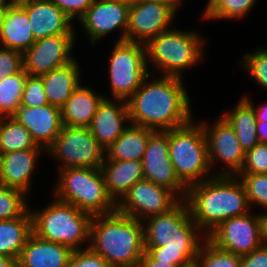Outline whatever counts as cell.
I'll return each instance as SVG.
<instances>
[{"label":"cell","instance_id":"cell-36","mask_svg":"<svg viewBox=\"0 0 267 267\" xmlns=\"http://www.w3.org/2000/svg\"><path fill=\"white\" fill-rule=\"evenodd\" d=\"M240 63L259 86L267 89V48L260 47L255 52L246 53Z\"/></svg>","mask_w":267,"mask_h":267},{"label":"cell","instance_id":"cell-2","mask_svg":"<svg viewBox=\"0 0 267 267\" xmlns=\"http://www.w3.org/2000/svg\"><path fill=\"white\" fill-rule=\"evenodd\" d=\"M145 252L155 261L178 266L196 260L206 235L191 218L188 205L181 200L170 211L145 219Z\"/></svg>","mask_w":267,"mask_h":267},{"label":"cell","instance_id":"cell-5","mask_svg":"<svg viewBox=\"0 0 267 267\" xmlns=\"http://www.w3.org/2000/svg\"><path fill=\"white\" fill-rule=\"evenodd\" d=\"M30 212L32 230L37 237L67 246L72 251L85 249L80 245L89 243L92 216L74 205L55 198L41 211Z\"/></svg>","mask_w":267,"mask_h":267},{"label":"cell","instance_id":"cell-3","mask_svg":"<svg viewBox=\"0 0 267 267\" xmlns=\"http://www.w3.org/2000/svg\"><path fill=\"white\" fill-rule=\"evenodd\" d=\"M184 200L191 218L206 236L226 219L251 211L237 176H213L192 184L187 187Z\"/></svg>","mask_w":267,"mask_h":267},{"label":"cell","instance_id":"cell-11","mask_svg":"<svg viewBox=\"0 0 267 267\" xmlns=\"http://www.w3.org/2000/svg\"><path fill=\"white\" fill-rule=\"evenodd\" d=\"M181 199L171 190L148 180L136 182L116 204V210L137 220L166 213Z\"/></svg>","mask_w":267,"mask_h":267},{"label":"cell","instance_id":"cell-10","mask_svg":"<svg viewBox=\"0 0 267 267\" xmlns=\"http://www.w3.org/2000/svg\"><path fill=\"white\" fill-rule=\"evenodd\" d=\"M59 160V169L100 168L105 150L98 144L88 127L63 125L60 134L46 150Z\"/></svg>","mask_w":267,"mask_h":267},{"label":"cell","instance_id":"cell-14","mask_svg":"<svg viewBox=\"0 0 267 267\" xmlns=\"http://www.w3.org/2000/svg\"><path fill=\"white\" fill-rule=\"evenodd\" d=\"M144 179L174 192L185 199L187 187L176 176L169 156V130L154 131L142 159Z\"/></svg>","mask_w":267,"mask_h":267},{"label":"cell","instance_id":"cell-37","mask_svg":"<svg viewBox=\"0 0 267 267\" xmlns=\"http://www.w3.org/2000/svg\"><path fill=\"white\" fill-rule=\"evenodd\" d=\"M49 104L41 76L27 75L20 107L36 108Z\"/></svg>","mask_w":267,"mask_h":267},{"label":"cell","instance_id":"cell-12","mask_svg":"<svg viewBox=\"0 0 267 267\" xmlns=\"http://www.w3.org/2000/svg\"><path fill=\"white\" fill-rule=\"evenodd\" d=\"M215 121L213 125L201 122L207 141L210 167L213 169L215 162L220 161L226 167L214 176H238L243 166L245 152L227 121L222 116Z\"/></svg>","mask_w":267,"mask_h":267},{"label":"cell","instance_id":"cell-26","mask_svg":"<svg viewBox=\"0 0 267 267\" xmlns=\"http://www.w3.org/2000/svg\"><path fill=\"white\" fill-rule=\"evenodd\" d=\"M104 97L81 84L61 108L63 125L88 127Z\"/></svg>","mask_w":267,"mask_h":267},{"label":"cell","instance_id":"cell-23","mask_svg":"<svg viewBox=\"0 0 267 267\" xmlns=\"http://www.w3.org/2000/svg\"><path fill=\"white\" fill-rule=\"evenodd\" d=\"M72 250L32 233L16 261L17 267H67Z\"/></svg>","mask_w":267,"mask_h":267},{"label":"cell","instance_id":"cell-22","mask_svg":"<svg viewBox=\"0 0 267 267\" xmlns=\"http://www.w3.org/2000/svg\"><path fill=\"white\" fill-rule=\"evenodd\" d=\"M35 41L26 10L14 0L5 8L0 28V47L23 54Z\"/></svg>","mask_w":267,"mask_h":267},{"label":"cell","instance_id":"cell-21","mask_svg":"<svg viewBox=\"0 0 267 267\" xmlns=\"http://www.w3.org/2000/svg\"><path fill=\"white\" fill-rule=\"evenodd\" d=\"M44 149L18 150L2 154L0 159V185L18 189L26 195L31 189V179L38 155Z\"/></svg>","mask_w":267,"mask_h":267},{"label":"cell","instance_id":"cell-45","mask_svg":"<svg viewBox=\"0 0 267 267\" xmlns=\"http://www.w3.org/2000/svg\"><path fill=\"white\" fill-rule=\"evenodd\" d=\"M244 98L253 106L255 114H256L257 121L267 122V105L259 106L256 109V106L254 105V103L251 100V98L248 97V95L247 96L245 95Z\"/></svg>","mask_w":267,"mask_h":267},{"label":"cell","instance_id":"cell-44","mask_svg":"<svg viewBox=\"0 0 267 267\" xmlns=\"http://www.w3.org/2000/svg\"><path fill=\"white\" fill-rule=\"evenodd\" d=\"M259 229H260V239L262 245H267V209H265V213H259Z\"/></svg>","mask_w":267,"mask_h":267},{"label":"cell","instance_id":"cell-49","mask_svg":"<svg viewBox=\"0 0 267 267\" xmlns=\"http://www.w3.org/2000/svg\"><path fill=\"white\" fill-rule=\"evenodd\" d=\"M180 267H200L197 260L190 261L185 265H181Z\"/></svg>","mask_w":267,"mask_h":267},{"label":"cell","instance_id":"cell-25","mask_svg":"<svg viewBox=\"0 0 267 267\" xmlns=\"http://www.w3.org/2000/svg\"><path fill=\"white\" fill-rule=\"evenodd\" d=\"M80 66L71 63L41 75L49 104L62 108L71 94L81 85Z\"/></svg>","mask_w":267,"mask_h":267},{"label":"cell","instance_id":"cell-34","mask_svg":"<svg viewBox=\"0 0 267 267\" xmlns=\"http://www.w3.org/2000/svg\"><path fill=\"white\" fill-rule=\"evenodd\" d=\"M24 192L0 185V221L22 217L29 209Z\"/></svg>","mask_w":267,"mask_h":267},{"label":"cell","instance_id":"cell-53","mask_svg":"<svg viewBox=\"0 0 267 267\" xmlns=\"http://www.w3.org/2000/svg\"><path fill=\"white\" fill-rule=\"evenodd\" d=\"M124 1L131 3V2H135L136 0H124Z\"/></svg>","mask_w":267,"mask_h":267},{"label":"cell","instance_id":"cell-13","mask_svg":"<svg viewBox=\"0 0 267 267\" xmlns=\"http://www.w3.org/2000/svg\"><path fill=\"white\" fill-rule=\"evenodd\" d=\"M206 238L216 247L243 256L262 245L259 220L250 212L221 222Z\"/></svg>","mask_w":267,"mask_h":267},{"label":"cell","instance_id":"cell-24","mask_svg":"<svg viewBox=\"0 0 267 267\" xmlns=\"http://www.w3.org/2000/svg\"><path fill=\"white\" fill-rule=\"evenodd\" d=\"M100 169L108 194L116 204L136 182L144 179L142 161L104 159Z\"/></svg>","mask_w":267,"mask_h":267},{"label":"cell","instance_id":"cell-52","mask_svg":"<svg viewBox=\"0 0 267 267\" xmlns=\"http://www.w3.org/2000/svg\"><path fill=\"white\" fill-rule=\"evenodd\" d=\"M173 2L179 7L182 3V0H173Z\"/></svg>","mask_w":267,"mask_h":267},{"label":"cell","instance_id":"cell-48","mask_svg":"<svg viewBox=\"0 0 267 267\" xmlns=\"http://www.w3.org/2000/svg\"><path fill=\"white\" fill-rule=\"evenodd\" d=\"M146 2H156L164 5H169L175 12L179 11V7L173 2V0H143Z\"/></svg>","mask_w":267,"mask_h":267},{"label":"cell","instance_id":"cell-19","mask_svg":"<svg viewBox=\"0 0 267 267\" xmlns=\"http://www.w3.org/2000/svg\"><path fill=\"white\" fill-rule=\"evenodd\" d=\"M27 12L35 40L75 35L73 21L50 0H16Z\"/></svg>","mask_w":267,"mask_h":267},{"label":"cell","instance_id":"cell-47","mask_svg":"<svg viewBox=\"0 0 267 267\" xmlns=\"http://www.w3.org/2000/svg\"><path fill=\"white\" fill-rule=\"evenodd\" d=\"M0 267H17L16 260L9 256L0 254Z\"/></svg>","mask_w":267,"mask_h":267},{"label":"cell","instance_id":"cell-27","mask_svg":"<svg viewBox=\"0 0 267 267\" xmlns=\"http://www.w3.org/2000/svg\"><path fill=\"white\" fill-rule=\"evenodd\" d=\"M154 132L149 128L129 124L124 132L105 149L104 159L121 161H142L149 136Z\"/></svg>","mask_w":267,"mask_h":267},{"label":"cell","instance_id":"cell-4","mask_svg":"<svg viewBox=\"0 0 267 267\" xmlns=\"http://www.w3.org/2000/svg\"><path fill=\"white\" fill-rule=\"evenodd\" d=\"M89 248L111 267H138L145 252L143 222L117 210L92 216Z\"/></svg>","mask_w":267,"mask_h":267},{"label":"cell","instance_id":"cell-28","mask_svg":"<svg viewBox=\"0 0 267 267\" xmlns=\"http://www.w3.org/2000/svg\"><path fill=\"white\" fill-rule=\"evenodd\" d=\"M233 128L244 152L252 149L260 141L257 136V118L253 106L240 98L235 107L221 115Z\"/></svg>","mask_w":267,"mask_h":267},{"label":"cell","instance_id":"cell-40","mask_svg":"<svg viewBox=\"0 0 267 267\" xmlns=\"http://www.w3.org/2000/svg\"><path fill=\"white\" fill-rule=\"evenodd\" d=\"M67 267H111L110 264L100 255L94 253L89 244L85 249L73 251Z\"/></svg>","mask_w":267,"mask_h":267},{"label":"cell","instance_id":"cell-15","mask_svg":"<svg viewBox=\"0 0 267 267\" xmlns=\"http://www.w3.org/2000/svg\"><path fill=\"white\" fill-rule=\"evenodd\" d=\"M75 35L41 38L22 54L23 69L28 75L41 76L71 63Z\"/></svg>","mask_w":267,"mask_h":267},{"label":"cell","instance_id":"cell-1","mask_svg":"<svg viewBox=\"0 0 267 267\" xmlns=\"http://www.w3.org/2000/svg\"><path fill=\"white\" fill-rule=\"evenodd\" d=\"M150 74L126 101L130 123L154 131H167L188 124L193 115L183 79L161 75L150 82Z\"/></svg>","mask_w":267,"mask_h":267},{"label":"cell","instance_id":"cell-6","mask_svg":"<svg viewBox=\"0 0 267 267\" xmlns=\"http://www.w3.org/2000/svg\"><path fill=\"white\" fill-rule=\"evenodd\" d=\"M205 39L195 31L168 29L145 44L146 64L163 76L182 78V71L203 60ZM149 62V63H148Z\"/></svg>","mask_w":267,"mask_h":267},{"label":"cell","instance_id":"cell-51","mask_svg":"<svg viewBox=\"0 0 267 267\" xmlns=\"http://www.w3.org/2000/svg\"><path fill=\"white\" fill-rule=\"evenodd\" d=\"M5 8L6 7H0V28H1L2 19H3V16H4Z\"/></svg>","mask_w":267,"mask_h":267},{"label":"cell","instance_id":"cell-20","mask_svg":"<svg viewBox=\"0 0 267 267\" xmlns=\"http://www.w3.org/2000/svg\"><path fill=\"white\" fill-rule=\"evenodd\" d=\"M125 124H131L127 102L122 99L104 97L99 103L88 129L105 150L129 126Z\"/></svg>","mask_w":267,"mask_h":267},{"label":"cell","instance_id":"cell-38","mask_svg":"<svg viewBox=\"0 0 267 267\" xmlns=\"http://www.w3.org/2000/svg\"><path fill=\"white\" fill-rule=\"evenodd\" d=\"M240 174H267V144L259 142L245 152Z\"/></svg>","mask_w":267,"mask_h":267},{"label":"cell","instance_id":"cell-30","mask_svg":"<svg viewBox=\"0 0 267 267\" xmlns=\"http://www.w3.org/2000/svg\"><path fill=\"white\" fill-rule=\"evenodd\" d=\"M42 149L29 131L12 117H0V150L2 154L18 150Z\"/></svg>","mask_w":267,"mask_h":267},{"label":"cell","instance_id":"cell-9","mask_svg":"<svg viewBox=\"0 0 267 267\" xmlns=\"http://www.w3.org/2000/svg\"><path fill=\"white\" fill-rule=\"evenodd\" d=\"M109 59V78L114 99L127 101L150 73L146 64L145 44L115 42Z\"/></svg>","mask_w":267,"mask_h":267},{"label":"cell","instance_id":"cell-18","mask_svg":"<svg viewBox=\"0 0 267 267\" xmlns=\"http://www.w3.org/2000/svg\"><path fill=\"white\" fill-rule=\"evenodd\" d=\"M11 117L22 124L31 134L35 144L45 151L63 127L61 108L51 104L36 108L19 107Z\"/></svg>","mask_w":267,"mask_h":267},{"label":"cell","instance_id":"cell-16","mask_svg":"<svg viewBox=\"0 0 267 267\" xmlns=\"http://www.w3.org/2000/svg\"><path fill=\"white\" fill-rule=\"evenodd\" d=\"M130 3L124 0H94L79 20L92 45L117 28L121 36L117 42L127 41Z\"/></svg>","mask_w":267,"mask_h":267},{"label":"cell","instance_id":"cell-7","mask_svg":"<svg viewBox=\"0 0 267 267\" xmlns=\"http://www.w3.org/2000/svg\"><path fill=\"white\" fill-rule=\"evenodd\" d=\"M53 194L55 198L74 205L91 216L108 214L116 210L109 196L100 168L59 169Z\"/></svg>","mask_w":267,"mask_h":267},{"label":"cell","instance_id":"cell-33","mask_svg":"<svg viewBox=\"0 0 267 267\" xmlns=\"http://www.w3.org/2000/svg\"><path fill=\"white\" fill-rule=\"evenodd\" d=\"M196 260L200 267H239L241 256L216 247L206 238Z\"/></svg>","mask_w":267,"mask_h":267},{"label":"cell","instance_id":"cell-17","mask_svg":"<svg viewBox=\"0 0 267 267\" xmlns=\"http://www.w3.org/2000/svg\"><path fill=\"white\" fill-rule=\"evenodd\" d=\"M175 16L176 12L169 5L143 0L131 2L127 41L146 44L159 33L170 29Z\"/></svg>","mask_w":267,"mask_h":267},{"label":"cell","instance_id":"cell-42","mask_svg":"<svg viewBox=\"0 0 267 267\" xmlns=\"http://www.w3.org/2000/svg\"><path fill=\"white\" fill-rule=\"evenodd\" d=\"M239 267H267V245H261L250 254L241 256Z\"/></svg>","mask_w":267,"mask_h":267},{"label":"cell","instance_id":"cell-43","mask_svg":"<svg viewBox=\"0 0 267 267\" xmlns=\"http://www.w3.org/2000/svg\"><path fill=\"white\" fill-rule=\"evenodd\" d=\"M138 267H180L169 262L155 261L147 252H144L139 260Z\"/></svg>","mask_w":267,"mask_h":267},{"label":"cell","instance_id":"cell-50","mask_svg":"<svg viewBox=\"0 0 267 267\" xmlns=\"http://www.w3.org/2000/svg\"><path fill=\"white\" fill-rule=\"evenodd\" d=\"M9 1V2H8ZM0 0V7H7L10 5L14 0Z\"/></svg>","mask_w":267,"mask_h":267},{"label":"cell","instance_id":"cell-39","mask_svg":"<svg viewBox=\"0 0 267 267\" xmlns=\"http://www.w3.org/2000/svg\"><path fill=\"white\" fill-rule=\"evenodd\" d=\"M23 69L22 53L0 47V81L16 75Z\"/></svg>","mask_w":267,"mask_h":267},{"label":"cell","instance_id":"cell-29","mask_svg":"<svg viewBox=\"0 0 267 267\" xmlns=\"http://www.w3.org/2000/svg\"><path fill=\"white\" fill-rule=\"evenodd\" d=\"M32 233L30 209L22 217L0 221V254L17 261L21 250Z\"/></svg>","mask_w":267,"mask_h":267},{"label":"cell","instance_id":"cell-35","mask_svg":"<svg viewBox=\"0 0 267 267\" xmlns=\"http://www.w3.org/2000/svg\"><path fill=\"white\" fill-rule=\"evenodd\" d=\"M242 182L249 206H261L267 209V174H239L237 176Z\"/></svg>","mask_w":267,"mask_h":267},{"label":"cell","instance_id":"cell-41","mask_svg":"<svg viewBox=\"0 0 267 267\" xmlns=\"http://www.w3.org/2000/svg\"><path fill=\"white\" fill-rule=\"evenodd\" d=\"M71 20H80L94 0H50Z\"/></svg>","mask_w":267,"mask_h":267},{"label":"cell","instance_id":"cell-8","mask_svg":"<svg viewBox=\"0 0 267 267\" xmlns=\"http://www.w3.org/2000/svg\"><path fill=\"white\" fill-rule=\"evenodd\" d=\"M193 119L169 130V156L179 180L186 186L212 178L202 124ZM209 175V176H208Z\"/></svg>","mask_w":267,"mask_h":267},{"label":"cell","instance_id":"cell-46","mask_svg":"<svg viewBox=\"0 0 267 267\" xmlns=\"http://www.w3.org/2000/svg\"><path fill=\"white\" fill-rule=\"evenodd\" d=\"M257 136L261 143L267 144V122L257 121Z\"/></svg>","mask_w":267,"mask_h":267},{"label":"cell","instance_id":"cell-31","mask_svg":"<svg viewBox=\"0 0 267 267\" xmlns=\"http://www.w3.org/2000/svg\"><path fill=\"white\" fill-rule=\"evenodd\" d=\"M27 75L22 69L0 81V117H11L20 107Z\"/></svg>","mask_w":267,"mask_h":267},{"label":"cell","instance_id":"cell-32","mask_svg":"<svg viewBox=\"0 0 267 267\" xmlns=\"http://www.w3.org/2000/svg\"><path fill=\"white\" fill-rule=\"evenodd\" d=\"M256 0H208L203 19H240L253 8Z\"/></svg>","mask_w":267,"mask_h":267}]
</instances>
